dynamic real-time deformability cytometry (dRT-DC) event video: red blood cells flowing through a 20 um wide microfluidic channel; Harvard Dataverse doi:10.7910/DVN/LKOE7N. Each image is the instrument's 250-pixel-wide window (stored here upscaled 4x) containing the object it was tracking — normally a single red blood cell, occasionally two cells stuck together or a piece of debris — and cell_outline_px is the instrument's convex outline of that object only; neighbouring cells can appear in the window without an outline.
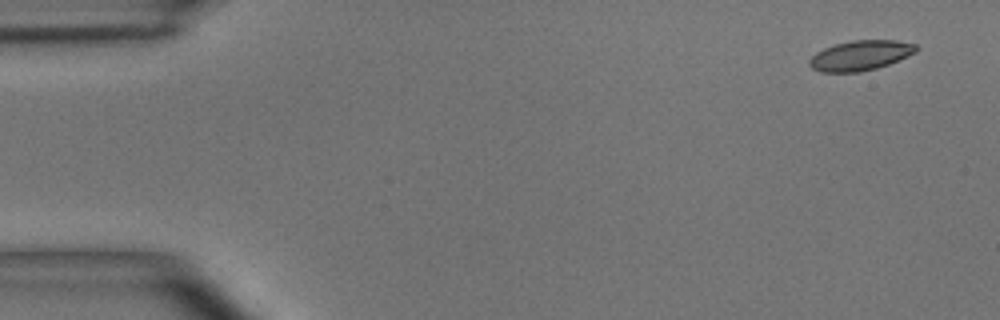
{"species": "common noctule bat (a hibernating species)", "species_latin": "Nyctalus noctula", "temperature_condition": "room temperature", "stored_images_in_passage": 4, "camera_frame_rate_fps": 3000, "um_per_image_px": 0.085, "animal": {"sex": "male", "body_mass_g": 15.6}, "frame": {"image": 1, "passage_image": 1, "time_ms": 0.0, "image_size_px": [1000, 320], "cell_outline_px": [[920, 48], [916, 52], [908, 56], [888, 64], [876, 68], [860, 72], [820, 72], [812, 68], [808, 64], [808, 60], [816, 52], [824, 48], [836, 44], [852, 40], [896, 40], [916, 44]], "centroid_in_image_um": [73.14, 4.71], "position_along_channel_um": 11.9, "area_um2": 18.73}}
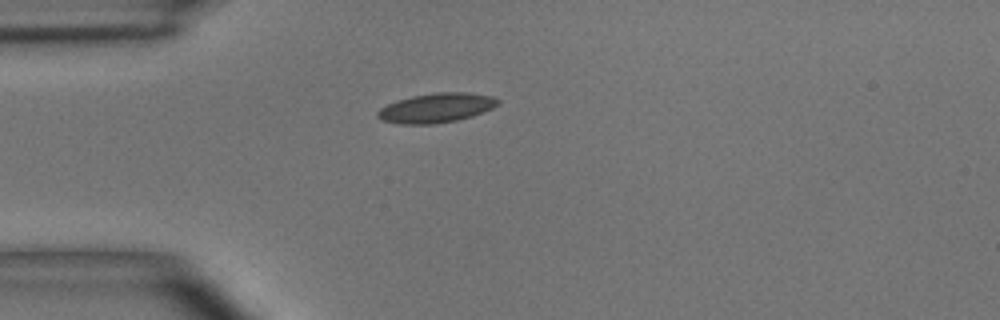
{"frame": {"image": 2, "passage_image": 4, "time_ms": 3.667, "image_size_px": [1000, 320], "cell_outline_px": [[500, 104], [492, 108], [472, 116], [456, 120], [432, 124], [400, 124], [380, 120], [376, 116], [376, 112], [380, 108], [396, 100], [412, 96], [436, 92], [468, 92], [492, 96], [500, 100]], "centroid_in_image_um": [37.07, 9.16], "position_along_channel_um": 47.9, "area_um2": 20.75}}